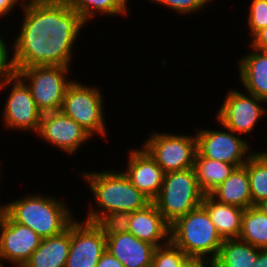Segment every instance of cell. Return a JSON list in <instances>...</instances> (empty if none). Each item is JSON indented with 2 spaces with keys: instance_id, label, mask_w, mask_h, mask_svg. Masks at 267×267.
Returning <instances> with one entry per match:
<instances>
[{
  "instance_id": "obj_23",
  "label": "cell",
  "mask_w": 267,
  "mask_h": 267,
  "mask_svg": "<svg viewBox=\"0 0 267 267\" xmlns=\"http://www.w3.org/2000/svg\"><path fill=\"white\" fill-rule=\"evenodd\" d=\"M235 168L233 164L204 158L196 153L194 169L199 187L205 195H209L224 182Z\"/></svg>"
},
{
  "instance_id": "obj_15",
  "label": "cell",
  "mask_w": 267,
  "mask_h": 267,
  "mask_svg": "<svg viewBox=\"0 0 267 267\" xmlns=\"http://www.w3.org/2000/svg\"><path fill=\"white\" fill-rule=\"evenodd\" d=\"M106 250L125 267H151L155 246L128 233L117 222L105 223Z\"/></svg>"
},
{
  "instance_id": "obj_6",
  "label": "cell",
  "mask_w": 267,
  "mask_h": 267,
  "mask_svg": "<svg viewBox=\"0 0 267 267\" xmlns=\"http://www.w3.org/2000/svg\"><path fill=\"white\" fill-rule=\"evenodd\" d=\"M99 86L74 79L67 87L61 110L80 124L92 137L107 138L104 95Z\"/></svg>"
},
{
  "instance_id": "obj_9",
  "label": "cell",
  "mask_w": 267,
  "mask_h": 267,
  "mask_svg": "<svg viewBox=\"0 0 267 267\" xmlns=\"http://www.w3.org/2000/svg\"><path fill=\"white\" fill-rule=\"evenodd\" d=\"M155 159L164 173L194 167L197 153L196 135L151 132L141 144Z\"/></svg>"
},
{
  "instance_id": "obj_8",
  "label": "cell",
  "mask_w": 267,
  "mask_h": 267,
  "mask_svg": "<svg viewBox=\"0 0 267 267\" xmlns=\"http://www.w3.org/2000/svg\"><path fill=\"white\" fill-rule=\"evenodd\" d=\"M9 87L10 90H7ZM5 88L9 93L1 112L3 125L10 131L12 129L21 133L28 131L36 135L43 114L38 109L29 87L14 73L0 81V91Z\"/></svg>"
},
{
  "instance_id": "obj_14",
  "label": "cell",
  "mask_w": 267,
  "mask_h": 267,
  "mask_svg": "<svg viewBox=\"0 0 267 267\" xmlns=\"http://www.w3.org/2000/svg\"><path fill=\"white\" fill-rule=\"evenodd\" d=\"M41 241L42 237L29 227L14 222L0 208V267H4L5 261L13 267H22Z\"/></svg>"
},
{
  "instance_id": "obj_21",
  "label": "cell",
  "mask_w": 267,
  "mask_h": 267,
  "mask_svg": "<svg viewBox=\"0 0 267 267\" xmlns=\"http://www.w3.org/2000/svg\"><path fill=\"white\" fill-rule=\"evenodd\" d=\"M201 205L207 210L212 223L223 239L239 237L244 209L217 202L210 195H204Z\"/></svg>"
},
{
  "instance_id": "obj_26",
  "label": "cell",
  "mask_w": 267,
  "mask_h": 267,
  "mask_svg": "<svg viewBox=\"0 0 267 267\" xmlns=\"http://www.w3.org/2000/svg\"><path fill=\"white\" fill-rule=\"evenodd\" d=\"M247 169L252 206L267 198V154L255 151L244 164Z\"/></svg>"
},
{
  "instance_id": "obj_35",
  "label": "cell",
  "mask_w": 267,
  "mask_h": 267,
  "mask_svg": "<svg viewBox=\"0 0 267 267\" xmlns=\"http://www.w3.org/2000/svg\"><path fill=\"white\" fill-rule=\"evenodd\" d=\"M254 267H267V248H259L258 258Z\"/></svg>"
},
{
  "instance_id": "obj_25",
  "label": "cell",
  "mask_w": 267,
  "mask_h": 267,
  "mask_svg": "<svg viewBox=\"0 0 267 267\" xmlns=\"http://www.w3.org/2000/svg\"><path fill=\"white\" fill-rule=\"evenodd\" d=\"M238 239L261 249L267 248V215L256 206L244 209Z\"/></svg>"
},
{
  "instance_id": "obj_18",
  "label": "cell",
  "mask_w": 267,
  "mask_h": 267,
  "mask_svg": "<svg viewBox=\"0 0 267 267\" xmlns=\"http://www.w3.org/2000/svg\"><path fill=\"white\" fill-rule=\"evenodd\" d=\"M249 47L238 60L239 81L244 91L267 101V52Z\"/></svg>"
},
{
  "instance_id": "obj_30",
  "label": "cell",
  "mask_w": 267,
  "mask_h": 267,
  "mask_svg": "<svg viewBox=\"0 0 267 267\" xmlns=\"http://www.w3.org/2000/svg\"><path fill=\"white\" fill-rule=\"evenodd\" d=\"M2 35L0 34V81L15 73L9 48L11 45H7V40Z\"/></svg>"
},
{
  "instance_id": "obj_34",
  "label": "cell",
  "mask_w": 267,
  "mask_h": 267,
  "mask_svg": "<svg viewBox=\"0 0 267 267\" xmlns=\"http://www.w3.org/2000/svg\"><path fill=\"white\" fill-rule=\"evenodd\" d=\"M183 267H212V263L203 259H190Z\"/></svg>"
},
{
  "instance_id": "obj_24",
  "label": "cell",
  "mask_w": 267,
  "mask_h": 267,
  "mask_svg": "<svg viewBox=\"0 0 267 267\" xmlns=\"http://www.w3.org/2000/svg\"><path fill=\"white\" fill-rule=\"evenodd\" d=\"M130 0H67L69 6L81 16L87 24L93 17L100 16H127ZM103 14V15H102Z\"/></svg>"
},
{
  "instance_id": "obj_19",
  "label": "cell",
  "mask_w": 267,
  "mask_h": 267,
  "mask_svg": "<svg viewBox=\"0 0 267 267\" xmlns=\"http://www.w3.org/2000/svg\"><path fill=\"white\" fill-rule=\"evenodd\" d=\"M71 244V223L60 234L42 238L22 267H65Z\"/></svg>"
},
{
  "instance_id": "obj_11",
  "label": "cell",
  "mask_w": 267,
  "mask_h": 267,
  "mask_svg": "<svg viewBox=\"0 0 267 267\" xmlns=\"http://www.w3.org/2000/svg\"><path fill=\"white\" fill-rule=\"evenodd\" d=\"M224 130L195 128L197 139V152L204 158L243 166L248 158L255 152L249 141L223 126ZM250 150V151H249ZM252 150V151H251Z\"/></svg>"
},
{
  "instance_id": "obj_10",
  "label": "cell",
  "mask_w": 267,
  "mask_h": 267,
  "mask_svg": "<svg viewBox=\"0 0 267 267\" xmlns=\"http://www.w3.org/2000/svg\"><path fill=\"white\" fill-rule=\"evenodd\" d=\"M227 91L216 112V120L240 136H250L260 120L267 117V106H264L267 101L245 91L232 88Z\"/></svg>"
},
{
  "instance_id": "obj_38",
  "label": "cell",
  "mask_w": 267,
  "mask_h": 267,
  "mask_svg": "<svg viewBox=\"0 0 267 267\" xmlns=\"http://www.w3.org/2000/svg\"><path fill=\"white\" fill-rule=\"evenodd\" d=\"M1 160V159H0ZM1 165H2V163H0V183H1V179H2V176H1V174H2V171H1Z\"/></svg>"
},
{
  "instance_id": "obj_27",
  "label": "cell",
  "mask_w": 267,
  "mask_h": 267,
  "mask_svg": "<svg viewBox=\"0 0 267 267\" xmlns=\"http://www.w3.org/2000/svg\"><path fill=\"white\" fill-rule=\"evenodd\" d=\"M189 260L180 248L169 241L155 248L151 267H183Z\"/></svg>"
},
{
  "instance_id": "obj_32",
  "label": "cell",
  "mask_w": 267,
  "mask_h": 267,
  "mask_svg": "<svg viewBox=\"0 0 267 267\" xmlns=\"http://www.w3.org/2000/svg\"><path fill=\"white\" fill-rule=\"evenodd\" d=\"M24 0H0V20H3V17L6 18L11 15L12 11L21 8ZM8 15V16H7Z\"/></svg>"
},
{
  "instance_id": "obj_36",
  "label": "cell",
  "mask_w": 267,
  "mask_h": 267,
  "mask_svg": "<svg viewBox=\"0 0 267 267\" xmlns=\"http://www.w3.org/2000/svg\"><path fill=\"white\" fill-rule=\"evenodd\" d=\"M257 208H259L265 215H267V198L260 201L257 205Z\"/></svg>"
},
{
  "instance_id": "obj_29",
  "label": "cell",
  "mask_w": 267,
  "mask_h": 267,
  "mask_svg": "<svg viewBox=\"0 0 267 267\" xmlns=\"http://www.w3.org/2000/svg\"><path fill=\"white\" fill-rule=\"evenodd\" d=\"M247 13V25L249 37H252L260 29L267 27V0H251Z\"/></svg>"
},
{
  "instance_id": "obj_37",
  "label": "cell",
  "mask_w": 267,
  "mask_h": 267,
  "mask_svg": "<svg viewBox=\"0 0 267 267\" xmlns=\"http://www.w3.org/2000/svg\"><path fill=\"white\" fill-rule=\"evenodd\" d=\"M27 1H67V0H27Z\"/></svg>"
},
{
  "instance_id": "obj_13",
  "label": "cell",
  "mask_w": 267,
  "mask_h": 267,
  "mask_svg": "<svg viewBox=\"0 0 267 267\" xmlns=\"http://www.w3.org/2000/svg\"><path fill=\"white\" fill-rule=\"evenodd\" d=\"M36 137L67 155L77 154L92 136L62 110L44 113Z\"/></svg>"
},
{
  "instance_id": "obj_28",
  "label": "cell",
  "mask_w": 267,
  "mask_h": 267,
  "mask_svg": "<svg viewBox=\"0 0 267 267\" xmlns=\"http://www.w3.org/2000/svg\"><path fill=\"white\" fill-rule=\"evenodd\" d=\"M153 4L161 5L164 8L171 9L179 16H187L190 14L199 13L204 7L209 6L213 0H150Z\"/></svg>"
},
{
  "instance_id": "obj_1",
  "label": "cell",
  "mask_w": 267,
  "mask_h": 267,
  "mask_svg": "<svg viewBox=\"0 0 267 267\" xmlns=\"http://www.w3.org/2000/svg\"><path fill=\"white\" fill-rule=\"evenodd\" d=\"M21 8V26L10 43L13 68L70 67L80 31L88 24L67 1L24 0Z\"/></svg>"
},
{
  "instance_id": "obj_33",
  "label": "cell",
  "mask_w": 267,
  "mask_h": 267,
  "mask_svg": "<svg viewBox=\"0 0 267 267\" xmlns=\"http://www.w3.org/2000/svg\"><path fill=\"white\" fill-rule=\"evenodd\" d=\"M96 267H125V266L106 250L99 259Z\"/></svg>"
},
{
  "instance_id": "obj_22",
  "label": "cell",
  "mask_w": 267,
  "mask_h": 267,
  "mask_svg": "<svg viewBox=\"0 0 267 267\" xmlns=\"http://www.w3.org/2000/svg\"><path fill=\"white\" fill-rule=\"evenodd\" d=\"M259 248L238 238L224 239L212 267H254Z\"/></svg>"
},
{
  "instance_id": "obj_3",
  "label": "cell",
  "mask_w": 267,
  "mask_h": 267,
  "mask_svg": "<svg viewBox=\"0 0 267 267\" xmlns=\"http://www.w3.org/2000/svg\"><path fill=\"white\" fill-rule=\"evenodd\" d=\"M61 198L35 193L0 203V208L14 221L27 226L42 238L60 234L75 219L72 208ZM71 210V211H70ZM74 216V217H73Z\"/></svg>"
},
{
  "instance_id": "obj_4",
  "label": "cell",
  "mask_w": 267,
  "mask_h": 267,
  "mask_svg": "<svg viewBox=\"0 0 267 267\" xmlns=\"http://www.w3.org/2000/svg\"><path fill=\"white\" fill-rule=\"evenodd\" d=\"M169 231L170 242L190 259H203L211 263L218 256L224 241L202 205L176 219Z\"/></svg>"
},
{
  "instance_id": "obj_2",
  "label": "cell",
  "mask_w": 267,
  "mask_h": 267,
  "mask_svg": "<svg viewBox=\"0 0 267 267\" xmlns=\"http://www.w3.org/2000/svg\"><path fill=\"white\" fill-rule=\"evenodd\" d=\"M81 173V179L89 185L96 201L95 207L89 205L85 221L117 222L124 215L143 209L152 202L130 182L123 170H83Z\"/></svg>"
},
{
  "instance_id": "obj_17",
  "label": "cell",
  "mask_w": 267,
  "mask_h": 267,
  "mask_svg": "<svg viewBox=\"0 0 267 267\" xmlns=\"http://www.w3.org/2000/svg\"><path fill=\"white\" fill-rule=\"evenodd\" d=\"M140 147L128 151L127 167L124 166L123 172L140 192L153 201L159 194L165 173L149 152L142 145Z\"/></svg>"
},
{
  "instance_id": "obj_20",
  "label": "cell",
  "mask_w": 267,
  "mask_h": 267,
  "mask_svg": "<svg viewBox=\"0 0 267 267\" xmlns=\"http://www.w3.org/2000/svg\"><path fill=\"white\" fill-rule=\"evenodd\" d=\"M217 202L242 209L252 206L249 176L246 167H236L231 175L210 194Z\"/></svg>"
},
{
  "instance_id": "obj_5",
  "label": "cell",
  "mask_w": 267,
  "mask_h": 267,
  "mask_svg": "<svg viewBox=\"0 0 267 267\" xmlns=\"http://www.w3.org/2000/svg\"><path fill=\"white\" fill-rule=\"evenodd\" d=\"M204 195L193 167L166 173L159 194L152 202L171 225L179 217L199 207Z\"/></svg>"
},
{
  "instance_id": "obj_16",
  "label": "cell",
  "mask_w": 267,
  "mask_h": 267,
  "mask_svg": "<svg viewBox=\"0 0 267 267\" xmlns=\"http://www.w3.org/2000/svg\"><path fill=\"white\" fill-rule=\"evenodd\" d=\"M117 223L128 233L155 247L166 245L170 241V225L153 202L143 209L124 215Z\"/></svg>"
},
{
  "instance_id": "obj_12",
  "label": "cell",
  "mask_w": 267,
  "mask_h": 267,
  "mask_svg": "<svg viewBox=\"0 0 267 267\" xmlns=\"http://www.w3.org/2000/svg\"><path fill=\"white\" fill-rule=\"evenodd\" d=\"M106 251L105 223L71 222V244L65 267H96Z\"/></svg>"
},
{
  "instance_id": "obj_7",
  "label": "cell",
  "mask_w": 267,
  "mask_h": 267,
  "mask_svg": "<svg viewBox=\"0 0 267 267\" xmlns=\"http://www.w3.org/2000/svg\"><path fill=\"white\" fill-rule=\"evenodd\" d=\"M71 67L31 66L14 68L15 73L29 87L38 109L44 113L59 111L69 84Z\"/></svg>"
},
{
  "instance_id": "obj_31",
  "label": "cell",
  "mask_w": 267,
  "mask_h": 267,
  "mask_svg": "<svg viewBox=\"0 0 267 267\" xmlns=\"http://www.w3.org/2000/svg\"><path fill=\"white\" fill-rule=\"evenodd\" d=\"M250 39V45L252 48L267 52V27H264L257 31Z\"/></svg>"
}]
</instances>
